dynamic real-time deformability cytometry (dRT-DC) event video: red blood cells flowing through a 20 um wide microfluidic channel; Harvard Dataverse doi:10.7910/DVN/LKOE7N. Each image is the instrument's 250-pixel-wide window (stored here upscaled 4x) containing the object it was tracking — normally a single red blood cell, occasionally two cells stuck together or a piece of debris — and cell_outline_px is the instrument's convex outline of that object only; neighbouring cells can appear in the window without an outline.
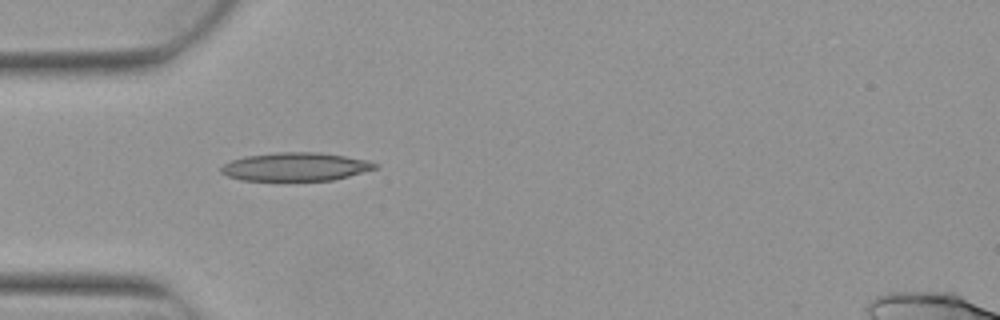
{"species": "Egyptian fruit bat (a non-hibernating species)", "species_latin": "Rousettus aegyptiacus", "temperature_condition": "warm", "stored_images_in_passage": 2, "camera_frame_rate_fps": 3000, "um_per_image_px": 0.085, "animal": {"sex": "female"}, "frame": {"image": 1, "passage_image": 1, "time_ms": 0.0, "image_size_px": [1000, 320], "cell_outline_px": [[376, 168], [348, 176], [332, 180], [240, 180], [228, 176], [220, 172], [220, 168], [224, 164], [232, 160], [244, 156], [276, 152], [320, 152], [368, 160], [376, 164]], "centroid_in_image_um": [25.08, 14.16], "position_along_channel_um": 59.9, "area_um2": 25.26}}
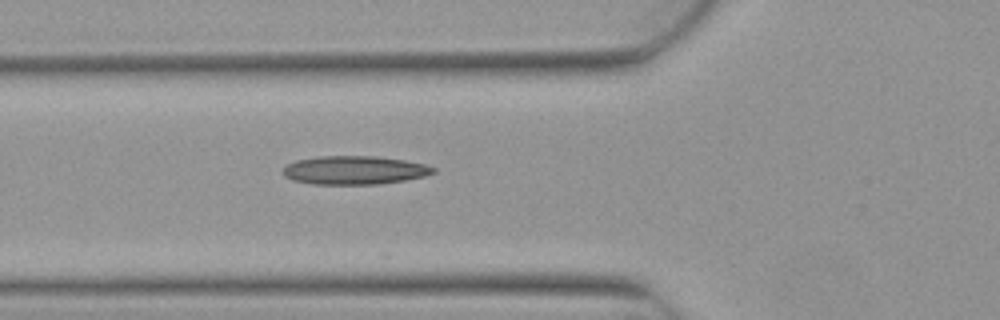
{"frame": {"image": 2, "passage_image": 2, "time_ms": 0.333, "image_size_px": [1000, 320], "cell_outline_px": [[436, 172], [424, 176], [404, 180], [376, 184], [312, 184], [292, 180], [284, 176], [280, 172], [288, 164], [296, 160], [320, 156], [376, 156], [404, 160], [424, 164], [436, 168]], "centroid_in_image_um": [30.1, 14.46], "position_along_channel_um": 95.7, "area_um2": 24.97}}